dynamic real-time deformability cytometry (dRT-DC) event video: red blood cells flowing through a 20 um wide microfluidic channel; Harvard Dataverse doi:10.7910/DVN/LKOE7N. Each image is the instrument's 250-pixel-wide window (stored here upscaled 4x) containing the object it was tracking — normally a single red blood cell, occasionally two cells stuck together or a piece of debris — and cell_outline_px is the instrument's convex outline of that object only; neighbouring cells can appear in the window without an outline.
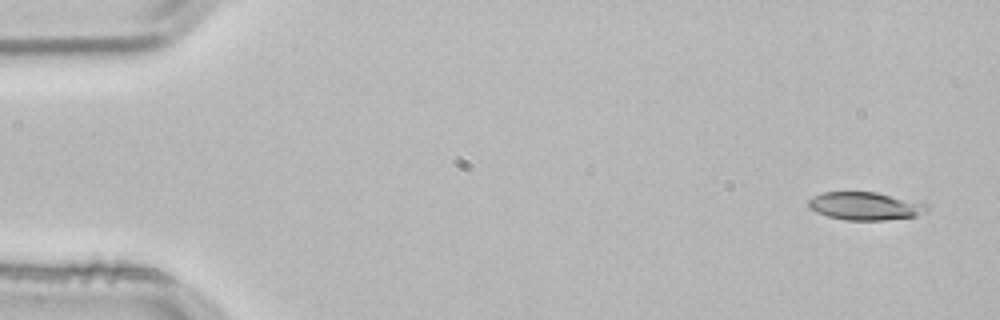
{"species": "common noctule bat (a hibernating species)", "species_latin": "Nyctalus noctula", "temperature_condition": "room temperature", "stored_images_in_passage": 15, "camera_frame_rate_fps": 3000, "um_per_image_px": 0.085, "animal": {"sex": "male", "body_mass_g": 21.5, "forearm_length_mm": 52.0}, "frame": {"image": 1, "passage_image": 2, "time_ms": 0.333, "image_size_px": [1000, 320], "cell_outline_px": [[928, 212], [916, 216], [884, 220], [844, 220], [828, 216], [816, 212], [808, 208], [808, 200], [824, 192], [876, 192], [928, 204]], "centroid_in_image_um": [73.55, 17.52], "position_along_channel_um": 11.4, "area_um2": 19.25}}
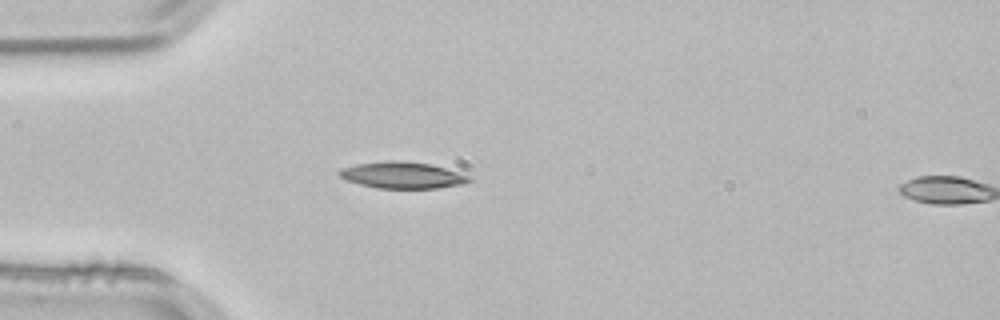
{"frame": {"image": 2, "passage_image": 14, "time_ms": 4.333, "image_size_px": [1000, 320], "cell_outline_px": [[472, 180], [464, 184], [436, 188], [376, 188], [360, 184], [348, 180], [340, 176], [336, 172], [340, 168], [356, 164], [388, 160], [396, 160], [432, 164], [468, 176]], "centroid_in_image_um": [34.16, 14.88], "position_along_channel_um": 50.8, "area_um2": 19.94}}